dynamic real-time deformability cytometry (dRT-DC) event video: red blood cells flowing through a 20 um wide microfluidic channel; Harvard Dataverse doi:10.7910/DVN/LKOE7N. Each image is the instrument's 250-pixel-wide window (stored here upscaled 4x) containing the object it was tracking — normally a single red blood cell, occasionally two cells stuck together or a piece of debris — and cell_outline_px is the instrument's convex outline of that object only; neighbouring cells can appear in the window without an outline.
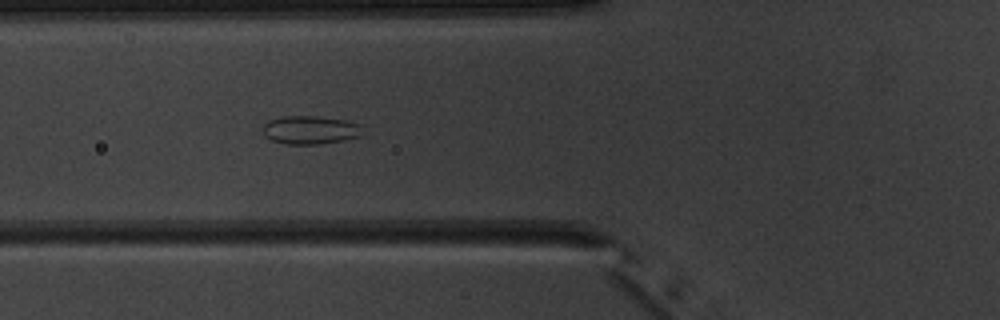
{"species": "common noctule bat (a hibernating species)", "species_latin": "Nyctalus noctula", "temperature_condition": "warm", "stored_images_in_passage": 7, "camera_frame_rate_fps": 3000, "um_per_image_px": 0.085, "animal": {"sex": "male", "body_mass_g": 20.1, "forearm_length_mm": 53.5}, "frame": {"image": 1, "passage_image": 7, "time_ms": 6.667, "image_size_px": [1000, 320], "cell_outline_px": [[364, 132], [360, 136], [344, 140], [320, 144], [288, 144], [272, 140], [264, 136], [264, 124], [268, 120], [280, 116], [316, 116], [344, 120], [360, 124]], "centroid_in_image_um": [26.38, 11.04], "position_along_channel_um": 99.4, "area_um2": 16.53}}